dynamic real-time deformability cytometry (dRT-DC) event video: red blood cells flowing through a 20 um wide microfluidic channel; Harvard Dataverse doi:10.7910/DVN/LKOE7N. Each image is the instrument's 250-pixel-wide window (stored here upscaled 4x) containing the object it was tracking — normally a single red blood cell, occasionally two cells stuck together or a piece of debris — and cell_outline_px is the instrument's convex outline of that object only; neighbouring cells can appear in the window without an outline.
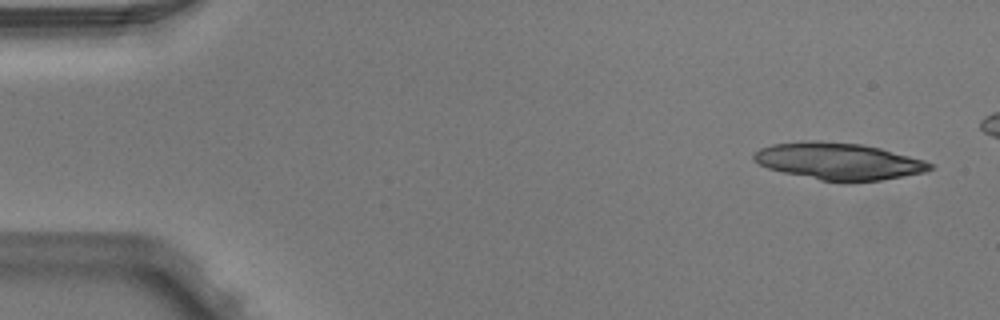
{"species": "Egyptian fruit bat (a non-hibernating species)", "species_latin": "Rousettus aegyptiacus", "temperature_condition": "warm", "stored_images_in_passage": 5, "camera_frame_rate_fps": 3000, "um_per_image_px": 0.085, "animal": {"sex": "male"}, "frame": {"image": 1, "passage_image": 1, "time_ms": 0.0, "image_size_px": [1000, 320], "cell_outline_px": [[936, 164], [932, 168], [924, 172], [880, 180], [820, 180], [784, 172], [768, 168], [752, 160], [752, 156], [760, 148], [772, 144], [816, 140], [820, 140], [860, 144], [880, 148], [924, 160]], "centroid_in_image_um": [71.27, 13.68], "position_along_channel_um": 13.7, "area_um2": 37.22}}